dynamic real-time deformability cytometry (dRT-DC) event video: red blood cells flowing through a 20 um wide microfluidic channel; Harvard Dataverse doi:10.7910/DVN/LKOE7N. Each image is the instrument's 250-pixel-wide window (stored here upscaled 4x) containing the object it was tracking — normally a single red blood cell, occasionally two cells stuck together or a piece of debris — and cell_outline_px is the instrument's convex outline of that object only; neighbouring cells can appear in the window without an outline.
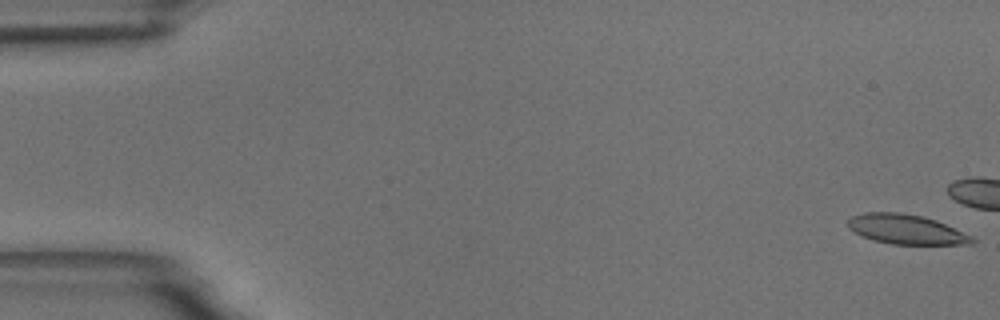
{"species": "common noctule bat (a hibernating species)", "species_latin": "Nyctalus noctula", "temperature_condition": "room temperature", "stored_images_in_passage": 17, "camera_frame_rate_fps": 3000, "um_per_image_px": 0.085, "animal": {"sex": "male", "body_mass_g": 18.8}, "frame": {"image": 1, "passage_image": 1, "time_ms": 0.0, "image_size_px": [1000, 320], "cell_outline_px": [[976, 244], [892, 244], [872, 240], [848, 228], [848, 220], [852, 216], [864, 212], [900, 212], [924, 216], [936, 220], [972, 236], [976, 240]], "centroid_in_image_um": [77.04, 19.49], "position_along_channel_um": 8.0, "area_um2": 21.44}}